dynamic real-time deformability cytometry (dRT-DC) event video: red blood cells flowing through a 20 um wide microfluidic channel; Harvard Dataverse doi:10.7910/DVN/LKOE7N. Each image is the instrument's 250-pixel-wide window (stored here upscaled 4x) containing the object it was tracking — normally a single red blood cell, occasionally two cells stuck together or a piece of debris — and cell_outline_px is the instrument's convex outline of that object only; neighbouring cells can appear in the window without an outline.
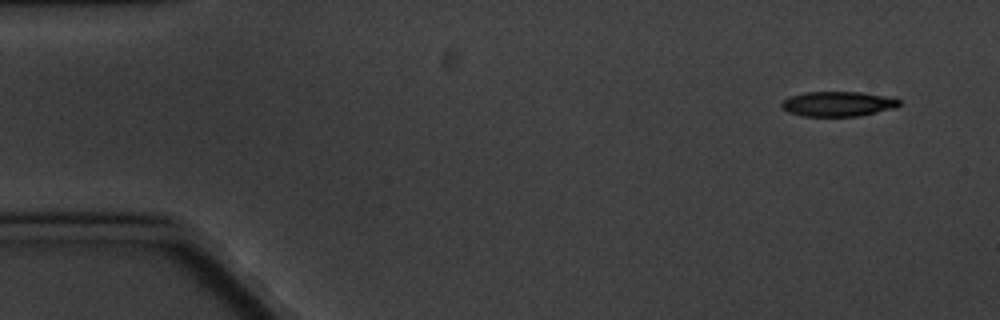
{"species": "common noctule bat (a hibernating species)", "species_latin": "Nyctalus noctula", "temperature_condition": "cold", "stored_images_in_passage": 4, "camera_frame_rate_fps": 3000, "um_per_image_px": 0.085, "animal": {"sex": "male", "body_mass_g": 20.1, "forearm_length_mm": 53.5}, "frame": {"image": 1, "passage_image": 1, "time_ms": 0.0, "image_size_px": [1000, 320], "cell_outline_px": [[900, 104], [896, 108], [860, 116], [800, 116], [788, 112], [780, 104], [788, 96], [804, 92], [860, 92], [896, 96], [900, 100]], "centroid_in_image_um": [71.28, 8.82], "position_along_channel_um": 13.7, "area_um2": 17.46}}
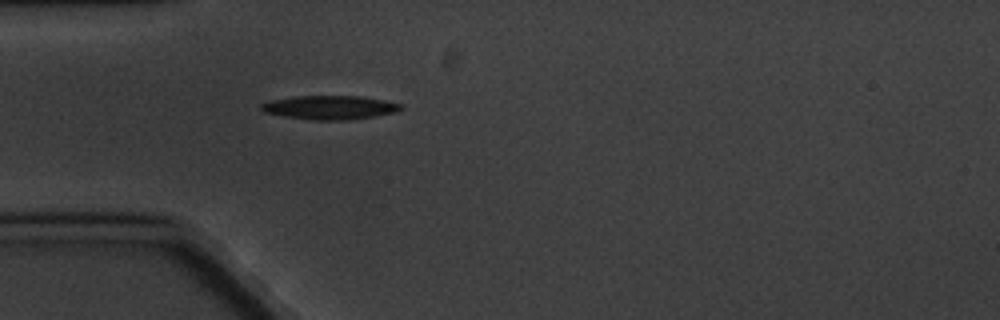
{"frame": {"image": 2, "passage_image": 4, "time_ms": 4.333, "image_size_px": [1000, 320], "cell_outline_px": [[404, 108], [396, 112], [376, 116], [344, 120], [312, 120], [284, 116], [264, 112], [260, 108], [260, 104], [268, 100], [296, 96], [360, 96], [384, 100], [404, 104]], "centroid_in_image_um": [28.05, 9.13], "position_along_channel_um": 57.0, "area_um2": 19.54}}